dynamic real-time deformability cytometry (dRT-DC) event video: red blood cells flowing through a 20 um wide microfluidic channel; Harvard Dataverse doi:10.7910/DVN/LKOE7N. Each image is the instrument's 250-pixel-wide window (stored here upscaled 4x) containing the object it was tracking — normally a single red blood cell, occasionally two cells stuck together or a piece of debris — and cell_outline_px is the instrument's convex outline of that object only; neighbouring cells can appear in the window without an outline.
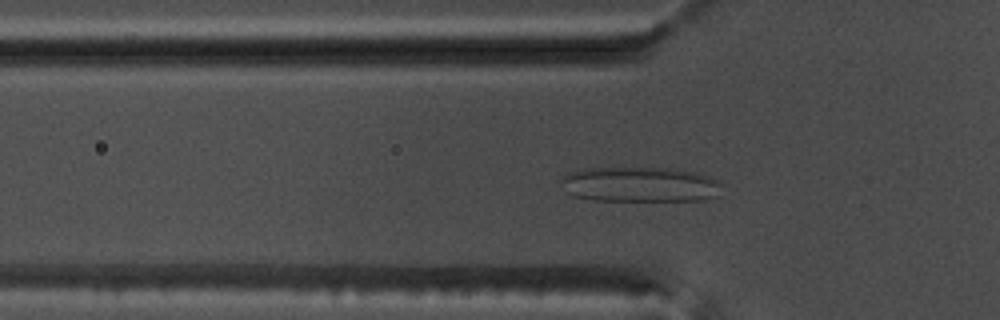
{"species": "common noctule bat (a hibernating species)", "species_latin": "Nyctalus noctula", "temperature_condition": "warm", "stored_images_in_passage": 44, "camera_frame_rate_fps": 3000, "um_per_image_px": 0.085, "animal": {"sex": "male", "body_mass_g": 17.5, "forearm_length_mm": 52.3}, "frame": {"image": 1, "passage_image": 7, "time_ms": 2.0, "image_size_px": [1000, 320], "cell_outline_px": [[724, 184], [720, 196], [704, 200], [592, 200], [572, 196], [560, 184], [560, 180], [568, 172], [584, 168], [668, 168], [696, 172], [708, 176]], "centroid_in_image_um": [54.43, 15.68], "position_along_channel_um": 71.4, "area_um2": 33.23}}